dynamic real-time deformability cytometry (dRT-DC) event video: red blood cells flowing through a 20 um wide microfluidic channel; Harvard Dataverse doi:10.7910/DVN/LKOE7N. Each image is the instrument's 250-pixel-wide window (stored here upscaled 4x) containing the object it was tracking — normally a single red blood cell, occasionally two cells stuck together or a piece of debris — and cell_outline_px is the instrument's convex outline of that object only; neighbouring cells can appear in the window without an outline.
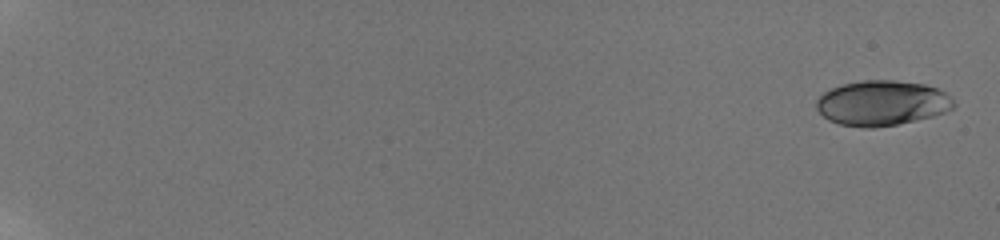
{"species": "human", "species_latin": "Homo sapiens", "temperature_condition": "room temperature", "stored_images_in_passage": 17, "camera_frame_rate_fps": 3000, "um_per_image_px": 0.085, "donor": {"sex": "male"}, "frame": {"image": 1, "passage_image": 1, "time_ms": 0.0, "image_size_px": [1000, 240], "cell_outline_px": [[956, 104], [952, 108], [944, 112], [932, 116], [896, 124], [872, 128], [864, 128], [840, 124], [828, 120], [816, 108], [816, 100], [824, 92], [832, 88], [844, 84], [864, 80], [896, 80], [924, 84], [936, 88], [944, 92]], "centroid_in_image_um": [74.94, 8.76], "position_along_channel_um": 10.1, "area_um2": 35.78}}
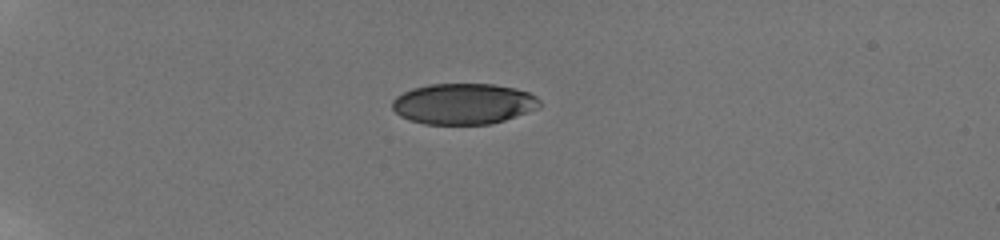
{"frame": {"image": 2, "passage_image": 10, "time_ms": 5.667, "image_size_px": [1000, 240], "cell_outline_px": [[540, 108], [504, 120], [488, 124], [424, 124], [408, 120], [400, 116], [392, 108], [392, 100], [396, 96], [412, 88], [428, 84], [492, 84], [516, 88], [528, 92], [536, 96], [540, 100]], "centroid_in_image_um": [39.39, 8.82], "position_along_channel_um": 45.6, "area_um2": 35.26}}
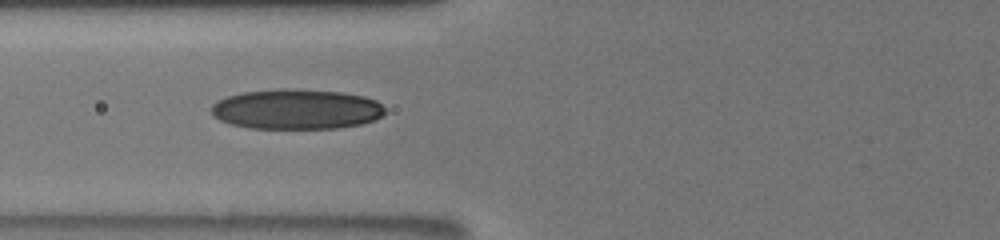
{"frame": {"image": 3, "passage_image": 15, "time_ms": 8.667, "image_size_px": [1000, 240], "cell_outline_px": [[384, 112], [376, 120], [360, 124], [340, 128], [248, 128], [232, 124], [220, 120], [212, 116], [212, 104], [228, 96], [244, 92], [280, 88], [284, 88], [340, 92], [364, 96], [376, 100], [384, 108]], "centroid_in_image_um": [25.2, 9.28], "position_along_channel_um": 100.6, "area_um2": 40.46}}